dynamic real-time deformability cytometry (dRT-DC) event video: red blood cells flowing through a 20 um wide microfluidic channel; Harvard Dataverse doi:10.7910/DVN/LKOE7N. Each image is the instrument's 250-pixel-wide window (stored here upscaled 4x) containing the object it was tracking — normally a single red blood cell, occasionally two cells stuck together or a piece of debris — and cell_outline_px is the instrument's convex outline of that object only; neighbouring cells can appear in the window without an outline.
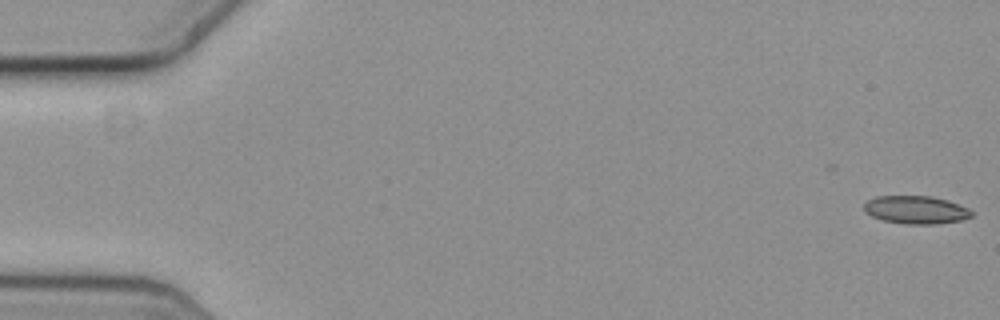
{"species": "common noctule bat (a hibernating species)", "species_latin": "Nyctalus noctula", "temperature_condition": "cold", "stored_images_in_passage": 5, "camera_frame_rate_fps": 3000, "um_per_image_px": 0.085, "animal": {"sex": "female", "body_mass_g": 19.3, "forearm_length_mm": 54.1}, "frame": {"image": 1, "passage_image": 1, "time_ms": 0.0, "image_size_px": [1000, 320], "cell_outline_px": [[972, 216], [960, 220], [936, 224], [904, 224], [880, 220], [864, 212], [864, 204], [868, 200], [876, 196], [932, 196], [948, 200], [968, 208], [972, 212]], "centroid_in_image_um": [77.82, 17.83], "position_along_channel_um": 7.2, "area_um2": 17.63}}